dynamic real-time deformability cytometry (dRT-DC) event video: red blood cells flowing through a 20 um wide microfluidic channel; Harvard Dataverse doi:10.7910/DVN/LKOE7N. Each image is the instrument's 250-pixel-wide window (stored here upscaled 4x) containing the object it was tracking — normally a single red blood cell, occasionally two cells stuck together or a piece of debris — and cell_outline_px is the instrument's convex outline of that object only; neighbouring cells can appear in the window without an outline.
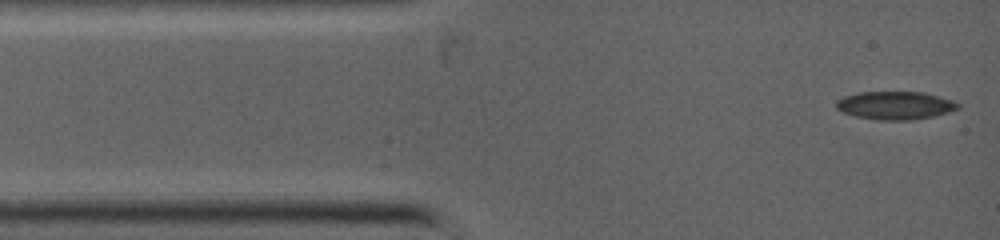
{"species": "common noctule bat (a hibernating species)", "species_latin": "Nyctalus noctula", "temperature_condition": "warm", "stored_images_in_passage": 22, "camera_frame_rate_fps": 5000, "um_per_image_px": 0.085, "animal": {"sex": "female", "body_mass_g": 19.0, "forearm_length_mm": 53.3}, "frame": {"image": 1, "passage_image": 1, "time_ms": 0.0, "image_size_px": [1000, 240], "cell_outline_px": [[960, 108], [948, 112], [932, 116], [912, 120], [876, 120], [856, 116], [844, 112], [836, 108], [836, 100], [844, 96], [860, 92], [924, 92], [952, 100], [960, 104]], "centroid_in_image_um": [76.09, 8.96], "position_along_channel_um": 8.9, "area_um2": 19.88}}
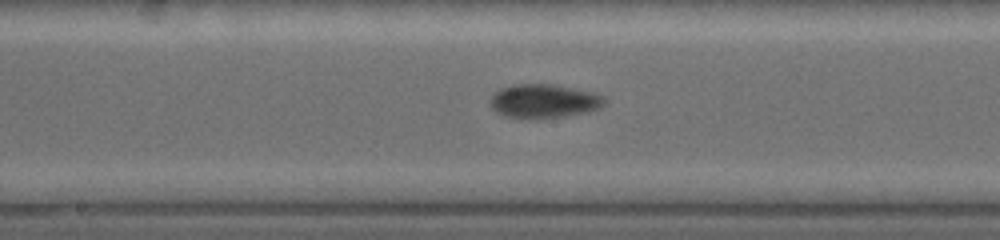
{"frame": {"image": 2, "passage_image": 17, "time_ms": 5.2, "image_size_px": [1000, 240], "cell_outline_px": [[608, 100], [600, 108], [588, 112], [564, 116], [504, 116], [496, 112], [492, 108], [488, 100], [500, 88], [512, 84], [552, 84], [592, 92], [604, 96]], "centroid_in_image_um": [46.25, 8.55], "position_along_channel_um": 202.0, "area_um2": 22.08}}
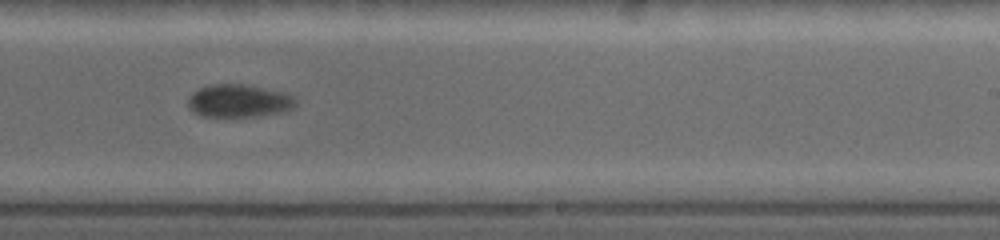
{"frame": {"image": 3, "passage_image": 22, "time_ms": 6.6, "image_size_px": [1000, 240], "cell_outline_px": [[296, 108], [280, 112], [256, 116], [200, 116], [192, 112], [188, 108], [188, 100], [192, 92], [200, 88], [212, 84], [248, 84], [288, 92], [296, 96]], "centroid_in_image_um": [20.35, 8.56], "position_along_channel_um": 268.6, "area_um2": 21.04}}